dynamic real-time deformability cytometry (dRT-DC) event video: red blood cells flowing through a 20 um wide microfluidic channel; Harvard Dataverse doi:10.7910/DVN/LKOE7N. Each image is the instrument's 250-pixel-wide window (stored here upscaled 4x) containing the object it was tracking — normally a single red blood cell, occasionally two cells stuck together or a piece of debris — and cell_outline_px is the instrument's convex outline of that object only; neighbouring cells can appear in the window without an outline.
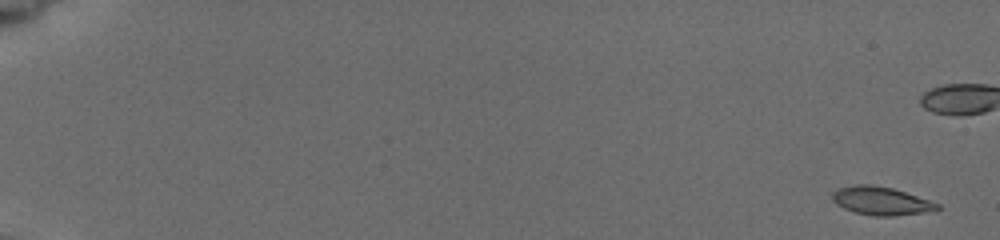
{"species": "common noctule bat (a hibernating species)", "species_latin": "Nyctalus noctula", "temperature_condition": "cold", "stored_images_in_passage": 9, "camera_frame_rate_fps": 3000, "um_per_image_px": 0.085, "animal": {"sex": "female", "body_mass_g": 19.5, "forearm_length_mm": 54.1}, "frame": {"image": 1, "passage_image": 1, "time_ms": 0.0, "image_size_px": [1000, 240], "cell_outline_px": [[940, 208], [924, 212], [892, 216], [872, 216], [856, 212], [844, 208], [836, 204], [832, 200], [832, 192], [840, 188], [856, 184], [868, 184], [892, 188], [940, 204]], "centroid_in_image_um": [74.85, 17.08], "position_along_channel_um": 10.2, "area_um2": 16.99}}
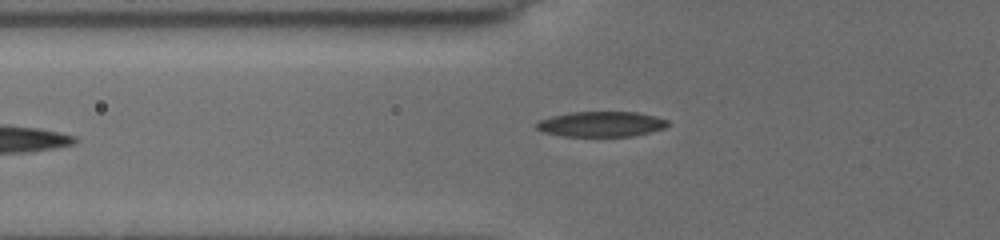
{"frame": {"image": 2, "passage_image": 9, "time_ms": 8.0, "image_size_px": [1000, 240], "cell_outline_px": [[668, 124], [664, 128], [632, 136], [564, 136], [544, 132], [536, 128], [536, 124], [540, 120], [552, 116], [572, 112], [636, 112], [668, 120]], "centroid_in_image_um": [51.08, 10.55], "position_along_channel_um": 74.7, "area_um2": 19.02}}